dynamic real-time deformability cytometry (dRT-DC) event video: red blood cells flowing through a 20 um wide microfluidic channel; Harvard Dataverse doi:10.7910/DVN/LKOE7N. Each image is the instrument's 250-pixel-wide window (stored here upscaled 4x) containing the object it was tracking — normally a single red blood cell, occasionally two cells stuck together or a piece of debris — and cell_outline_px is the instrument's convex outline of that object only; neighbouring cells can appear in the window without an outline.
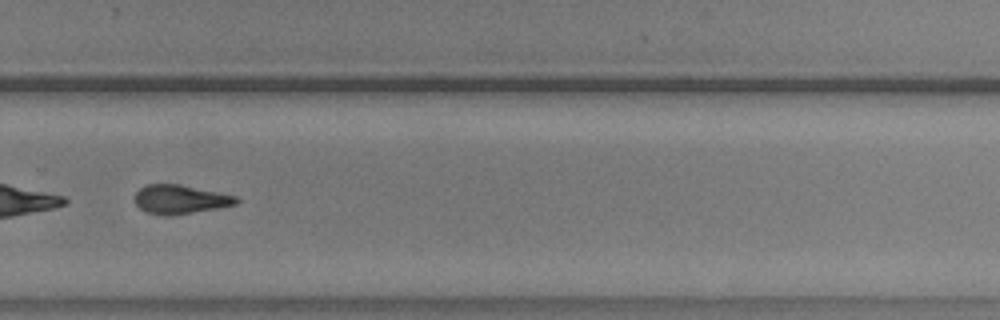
{"species": "common noctule bat (a hibernating species)", "species_latin": "Nyctalus noctula", "temperature_condition": "warm", "stored_images_in_passage": 39, "camera_frame_rate_fps": 3000, "um_per_image_px": 0.085, "animal": {"sex": "male", "body_mass_g": 20.5, "forearm_length_mm": 52.5}, "frame": {"image": 1, "passage_image": 23, "time_ms": 7.333, "image_size_px": [1000, 320], "cell_outline_px": [[240, 200], [236, 204], [216, 208], [168, 216], [164, 216], [148, 212], [140, 208], [136, 204], [136, 192], [144, 184], [180, 184], [240, 196]], "centroid_in_image_um": [15.35, 16.93], "position_along_channel_um": 314.4, "area_um2": 17.11}, "authors_computed_cell_mechanics": {"area_um2": 17.918, "velocity_mm_per_s": 3.7054, "shape_relaxation_time_tau1_ms": null, "shape_relaxation_time_tau2_ms": 4.9086, "deformation_change_tau1": null, "deformation_change_tau2": 0.1506}}